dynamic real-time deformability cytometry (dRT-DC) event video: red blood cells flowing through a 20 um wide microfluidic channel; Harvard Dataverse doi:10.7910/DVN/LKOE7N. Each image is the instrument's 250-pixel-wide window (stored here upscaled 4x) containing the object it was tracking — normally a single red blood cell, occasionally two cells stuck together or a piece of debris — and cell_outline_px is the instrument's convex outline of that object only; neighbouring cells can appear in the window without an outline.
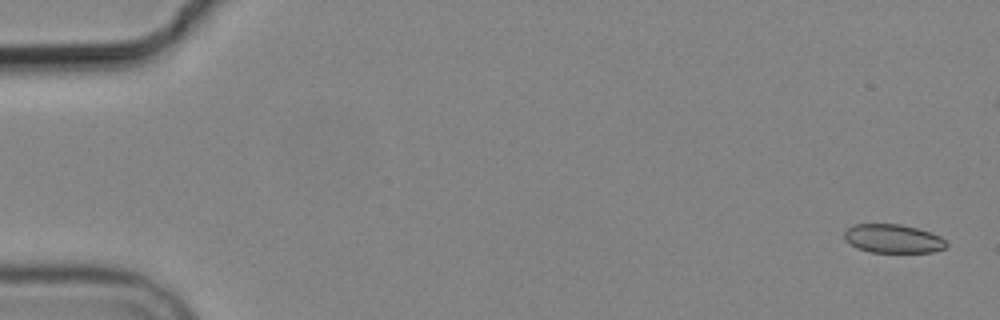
{"species": "common noctule bat (a hibernating species)", "species_latin": "Nyctalus noctula", "temperature_condition": "cold", "stored_images_in_passage": 6, "camera_frame_rate_fps": 3000, "um_per_image_px": 0.085, "animal": {"sex": "male", "body_mass_g": 19.2, "forearm_length_mm": 51.8}, "frame": {"image": 1, "passage_image": 1, "time_ms": 0.0, "image_size_px": [1000, 320], "cell_outline_px": [[948, 244], [944, 248], [932, 252], [872, 252], [856, 248], [844, 240], [844, 232], [852, 224], [900, 224], [916, 228], [940, 236]], "centroid_in_image_um": [75.86, 20.28], "position_along_channel_um": 9.1, "area_um2": 16.99}}
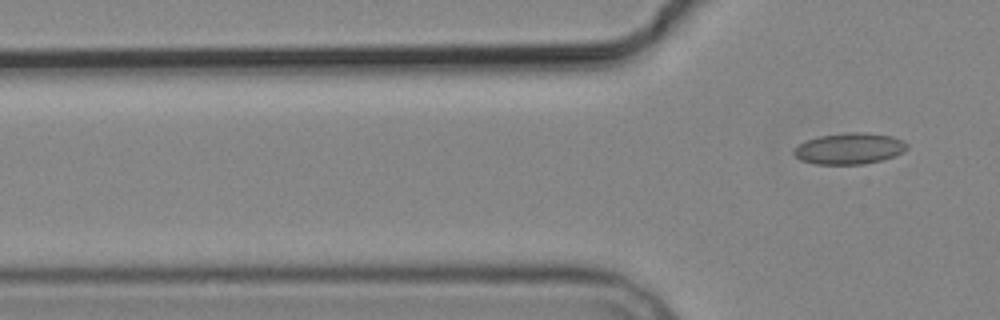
{"frame": {"image": 2, "passage_image": 6, "time_ms": 7.333, "image_size_px": [1000, 320], "cell_outline_px": [[908, 148], [904, 152], [880, 160], [864, 164], [816, 164], [800, 160], [792, 152], [792, 148], [808, 140], [820, 136], [848, 132], [868, 132], [892, 136], [904, 140], [908, 144]], "centroid_in_image_um": [72.21, 12.62], "position_along_channel_um": 53.6, "area_um2": 20.63}}